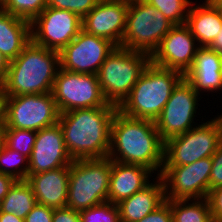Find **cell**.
<instances>
[{"instance_id": "1", "label": "cell", "mask_w": 222, "mask_h": 222, "mask_svg": "<svg viewBox=\"0 0 222 222\" xmlns=\"http://www.w3.org/2000/svg\"><path fill=\"white\" fill-rule=\"evenodd\" d=\"M108 157L112 161L148 167L160 176L164 163V141L155 121L131 118L117 110L111 122Z\"/></svg>"}, {"instance_id": "2", "label": "cell", "mask_w": 222, "mask_h": 222, "mask_svg": "<svg viewBox=\"0 0 222 222\" xmlns=\"http://www.w3.org/2000/svg\"><path fill=\"white\" fill-rule=\"evenodd\" d=\"M118 106L74 109L59 116L64 143L73 160L108 157L111 122Z\"/></svg>"}, {"instance_id": "3", "label": "cell", "mask_w": 222, "mask_h": 222, "mask_svg": "<svg viewBox=\"0 0 222 222\" xmlns=\"http://www.w3.org/2000/svg\"><path fill=\"white\" fill-rule=\"evenodd\" d=\"M60 68V54L32 40L10 61L6 78L0 83L2 96L52 92Z\"/></svg>"}, {"instance_id": "4", "label": "cell", "mask_w": 222, "mask_h": 222, "mask_svg": "<svg viewBox=\"0 0 222 222\" xmlns=\"http://www.w3.org/2000/svg\"><path fill=\"white\" fill-rule=\"evenodd\" d=\"M184 75L149 63L129 95L118 106L125 116L155 121Z\"/></svg>"}, {"instance_id": "5", "label": "cell", "mask_w": 222, "mask_h": 222, "mask_svg": "<svg viewBox=\"0 0 222 222\" xmlns=\"http://www.w3.org/2000/svg\"><path fill=\"white\" fill-rule=\"evenodd\" d=\"M111 159L73 160L70 164L66 207L82 211L108 201Z\"/></svg>"}, {"instance_id": "6", "label": "cell", "mask_w": 222, "mask_h": 222, "mask_svg": "<svg viewBox=\"0 0 222 222\" xmlns=\"http://www.w3.org/2000/svg\"><path fill=\"white\" fill-rule=\"evenodd\" d=\"M150 62V55L146 53L115 47L97 74L108 103L119 106Z\"/></svg>"}, {"instance_id": "7", "label": "cell", "mask_w": 222, "mask_h": 222, "mask_svg": "<svg viewBox=\"0 0 222 222\" xmlns=\"http://www.w3.org/2000/svg\"><path fill=\"white\" fill-rule=\"evenodd\" d=\"M164 142L163 166H182L212 157L222 143V113Z\"/></svg>"}, {"instance_id": "8", "label": "cell", "mask_w": 222, "mask_h": 222, "mask_svg": "<svg viewBox=\"0 0 222 222\" xmlns=\"http://www.w3.org/2000/svg\"><path fill=\"white\" fill-rule=\"evenodd\" d=\"M175 25L143 0H129L121 47L152 55Z\"/></svg>"}, {"instance_id": "9", "label": "cell", "mask_w": 222, "mask_h": 222, "mask_svg": "<svg viewBox=\"0 0 222 222\" xmlns=\"http://www.w3.org/2000/svg\"><path fill=\"white\" fill-rule=\"evenodd\" d=\"M59 116L52 92L1 97V128L39 131L57 124Z\"/></svg>"}, {"instance_id": "10", "label": "cell", "mask_w": 222, "mask_h": 222, "mask_svg": "<svg viewBox=\"0 0 222 222\" xmlns=\"http://www.w3.org/2000/svg\"><path fill=\"white\" fill-rule=\"evenodd\" d=\"M52 95L60 114L108 104L101 91L98 75L79 74L61 68L54 80Z\"/></svg>"}, {"instance_id": "11", "label": "cell", "mask_w": 222, "mask_h": 222, "mask_svg": "<svg viewBox=\"0 0 222 222\" xmlns=\"http://www.w3.org/2000/svg\"><path fill=\"white\" fill-rule=\"evenodd\" d=\"M200 98L185 77L174 87L160 116L155 120L156 129L164 142L196 126L194 119L197 117Z\"/></svg>"}, {"instance_id": "12", "label": "cell", "mask_w": 222, "mask_h": 222, "mask_svg": "<svg viewBox=\"0 0 222 222\" xmlns=\"http://www.w3.org/2000/svg\"><path fill=\"white\" fill-rule=\"evenodd\" d=\"M211 157L182 166H163L160 177L166 200L207 198L210 191Z\"/></svg>"}, {"instance_id": "13", "label": "cell", "mask_w": 222, "mask_h": 222, "mask_svg": "<svg viewBox=\"0 0 222 222\" xmlns=\"http://www.w3.org/2000/svg\"><path fill=\"white\" fill-rule=\"evenodd\" d=\"M82 30V19L69 10L46 7L31 22V40L60 52Z\"/></svg>"}, {"instance_id": "14", "label": "cell", "mask_w": 222, "mask_h": 222, "mask_svg": "<svg viewBox=\"0 0 222 222\" xmlns=\"http://www.w3.org/2000/svg\"><path fill=\"white\" fill-rule=\"evenodd\" d=\"M116 46L101 37L81 30L60 52V68L79 74L97 75Z\"/></svg>"}, {"instance_id": "15", "label": "cell", "mask_w": 222, "mask_h": 222, "mask_svg": "<svg viewBox=\"0 0 222 222\" xmlns=\"http://www.w3.org/2000/svg\"><path fill=\"white\" fill-rule=\"evenodd\" d=\"M190 29L175 25L161 40L150 56L156 66L180 71L183 75L192 67L197 50L200 48Z\"/></svg>"}, {"instance_id": "16", "label": "cell", "mask_w": 222, "mask_h": 222, "mask_svg": "<svg viewBox=\"0 0 222 222\" xmlns=\"http://www.w3.org/2000/svg\"><path fill=\"white\" fill-rule=\"evenodd\" d=\"M129 0H99L82 19V30L121 47Z\"/></svg>"}, {"instance_id": "17", "label": "cell", "mask_w": 222, "mask_h": 222, "mask_svg": "<svg viewBox=\"0 0 222 222\" xmlns=\"http://www.w3.org/2000/svg\"><path fill=\"white\" fill-rule=\"evenodd\" d=\"M72 161L65 147L62 128L57 123L37 131L28 175L70 166Z\"/></svg>"}, {"instance_id": "18", "label": "cell", "mask_w": 222, "mask_h": 222, "mask_svg": "<svg viewBox=\"0 0 222 222\" xmlns=\"http://www.w3.org/2000/svg\"><path fill=\"white\" fill-rule=\"evenodd\" d=\"M152 170L139 164H125L111 160L108 201L117 204L143 190L154 177ZM152 174V175H151Z\"/></svg>"}, {"instance_id": "19", "label": "cell", "mask_w": 222, "mask_h": 222, "mask_svg": "<svg viewBox=\"0 0 222 222\" xmlns=\"http://www.w3.org/2000/svg\"><path fill=\"white\" fill-rule=\"evenodd\" d=\"M70 166L28 175L36 201L51 208L66 207Z\"/></svg>"}, {"instance_id": "20", "label": "cell", "mask_w": 222, "mask_h": 222, "mask_svg": "<svg viewBox=\"0 0 222 222\" xmlns=\"http://www.w3.org/2000/svg\"><path fill=\"white\" fill-rule=\"evenodd\" d=\"M184 77L199 94L222 90V56L207 47H200L192 67Z\"/></svg>"}, {"instance_id": "21", "label": "cell", "mask_w": 222, "mask_h": 222, "mask_svg": "<svg viewBox=\"0 0 222 222\" xmlns=\"http://www.w3.org/2000/svg\"><path fill=\"white\" fill-rule=\"evenodd\" d=\"M143 190L136 192L119 203L120 222H136L155 211L165 201V186L160 176L155 177Z\"/></svg>"}, {"instance_id": "22", "label": "cell", "mask_w": 222, "mask_h": 222, "mask_svg": "<svg viewBox=\"0 0 222 222\" xmlns=\"http://www.w3.org/2000/svg\"><path fill=\"white\" fill-rule=\"evenodd\" d=\"M191 3L185 25L197 40L199 47H209L222 29V10L213 0L201 5Z\"/></svg>"}, {"instance_id": "23", "label": "cell", "mask_w": 222, "mask_h": 222, "mask_svg": "<svg viewBox=\"0 0 222 222\" xmlns=\"http://www.w3.org/2000/svg\"><path fill=\"white\" fill-rule=\"evenodd\" d=\"M31 41V22L16 17L0 7V52L15 59Z\"/></svg>"}, {"instance_id": "24", "label": "cell", "mask_w": 222, "mask_h": 222, "mask_svg": "<svg viewBox=\"0 0 222 222\" xmlns=\"http://www.w3.org/2000/svg\"><path fill=\"white\" fill-rule=\"evenodd\" d=\"M37 204L32 187L26 180H16L0 203V211L25 219Z\"/></svg>"}, {"instance_id": "25", "label": "cell", "mask_w": 222, "mask_h": 222, "mask_svg": "<svg viewBox=\"0 0 222 222\" xmlns=\"http://www.w3.org/2000/svg\"><path fill=\"white\" fill-rule=\"evenodd\" d=\"M166 201L170 204L173 222H213L206 198Z\"/></svg>"}, {"instance_id": "26", "label": "cell", "mask_w": 222, "mask_h": 222, "mask_svg": "<svg viewBox=\"0 0 222 222\" xmlns=\"http://www.w3.org/2000/svg\"><path fill=\"white\" fill-rule=\"evenodd\" d=\"M29 171V158L0 143V172L15 180H26Z\"/></svg>"}, {"instance_id": "27", "label": "cell", "mask_w": 222, "mask_h": 222, "mask_svg": "<svg viewBox=\"0 0 222 222\" xmlns=\"http://www.w3.org/2000/svg\"><path fill=\"white\" fill-rule=\"evenodd\" d=\"M37 131L29 129L1 128L2 142L11 150L30 158Z\"/></svg>"}, {"instance_id": "28", "label": "cell", "mask_w": 222, "mask_h": 222, "mask_svg": "<svg viewBox=\"0 0 222 222\" xmlns=\"http://www.w3.org/2000/svg\"><path fill=\"white\" fill-rule=\"evenodd\" d=\"M159 10L174 25L186 23L191 0H143ZM191 1V2H190Z\"/></svg>"}, {"instance_id": "29", "label": "cell", "mask_w": 222, "mask_h": 222, "mask_svg": "<svg viewBox=\"0 0 222 222\" xmlns=\"http://www.w3.org/2000/svg\"><path fill=\"white\" fill-rule=\"evenodd\" d=\"M48 0H4L1 8L6 12L32 22L46 7Z\"/></svg>"}, {"instance_id": "30", "label": "cell", "mask_w": 222, "mask_h": 222, "mask_svg": "<svg viewBox=\"0 0 222 222\" xmlns=\"http://www.w3.org/2000/svg\"><path fill=\"white\" fill-rule=\"evenodd\" d=\"M81 222H120L116 204L104 202L79 212Z\"/></svg>"}, {"instance_id": "31", "label": "cell", "mask_w": 222, "mask_h": 222, "mask_svg": "<svg viewBox=\"0 0 222 222\" xmlns=\"http://www.w3.org/2000/svg\"><path fill=\"white\" fill-rule=\"evenodd\" d=\"M99 0H48L47 7L69 10L83 19Z\"/></svg>"}, {"instance_id": "32", "label": "cell", "mask_w": 222, "mask_h": 222, "mask_svg": "<svg viewBox=\"0 0 222 222\" xmlns=\"http://www.w3.org/2000/svg\"><path fill=\"white\" fill-rule=\"evenodd\" d=\"M210 190L222 186V143L211 157Z\"/></svg>"}, {"instance_id": "33", "label": "cell", "mask_w": 222, "mask_h": 222, "mask_svg": "<svg viewBox=\"0 0 222 222\" xmlns=\"http://www.w3.org/2000/svg\"><path fill=\"white\" fill-rule=\"evenodd\" d=\"M206 199L210 205L213 222H222V186L210 190Z\"/></svg>"}, {"instance_id": "34", "label": "cell", "mask_w": 222, "mask_h": 222, "mask_svg": "<svg viewBox=\"0 0 222 222\" xmlns=\"http://www.w3.org/2000/svg\"><path fill=\"white\" fill-rule=\"evenodd\" d=\"M54 208L37 203L26 215L24 222H52Z\"/></svg>"}, {"instance_id": "35", "label": "cell", "mask_w": 222, "mask_h": 222, "mask_svg": "<svg viewBox=\"0 0 222 222\" xmlns=\"http://www.w3.org/2000/svg\"><path fill=\"white\" fill-rule=\"evenodd\" d=\"M136 222H173L170 204L165 201L155 211Z\"/></svg>"}, {"instance_id": "36", "label": "cell", "mask_w": 222, "mask_h": 222, "mask_svg": "<svg viewBox=\"0 0 222 222\" xmlns=\"http://www.w3.org/2000/svg\"><path fill=\"white\" fill-rule=\"evenodd\" d=\"M52 222H81L78 211L69 207L54 208Z\"/></svg>"}, {"instance_id": "37", "label": "cell", "mask_w": 222, "mask_h": 222, "mask_svg": "<svg viewBox=\"0 0 222 222\" xmlns=\"http://www.w3.org/2000/svg\"><path fill=\"white\" fill-rule=\"evenodd\" d=\"M15 181L12 176L0 172V203Z\"/></svg>"}, {"instance_id": "38", "label": "cell", "mask_w": 222, "mask_h": 222, "mask_svg": "<svg viewBox=\"0 0 222 222\" xmlns=\"http://www.w3.org/2000/svg\"><path fill=\"white\" fill-rule=\"evenodd\" d=\"M10 61L0 52V83L6 78Z\"/></svg>"}, {"instance_id": "39", "label": "cell", "mask_w": 222, "mask_h": 222, "mask_svg": "<svg viewBox=\"0 0 222 222\" xmlns=\"http://www.w3.org/2000/svg\"><path fill=\"white\" fill-rule=\"evenodd\" d=\"M208 48L222 56V29Z\"/></svg>"}, {"instance_id": "40", "label": "cell", "mask_w": 222, "mask_h": 222, "mask_svg": "<svg viewBox=\"0 0 222 222\" xmlns=\"http://www.w3.org/2000/svg\"><path fill=\"white\" fill-rule=\"evenodd\" d=\"M0 222H24V219L14 215L13 213H3L0 211Z\"/></svg>"}, {"instance_id": "41", "label": "cell", "mask_w": 222, "mask_h": 222, "mask_svg": "<svg viewBox=\"0 0 222 222\" xmlns=\"http://www.w3.org/2000/svg\"><path fill=\"white\" fill-rule=\"evenodd\" d=\"M218 6H222V0H213Z\"/></svg>"}, {"instance_id": "42", "label": "cell", "mask_w": 222, "mask_h": 222, "mask_svg": "<svg viewBox=\"0 0 222 222\" xmlns=\"http://www.w3.org/2000/svg\"><path fill=\"white\" fill-rule=\"evenodd\" d=\"M1 97H2V93H1V86H0V121H1Z\"/></svg>"}, {"instance_id": "43", "label": "cell", "mask_w": 222, "mask_h": 222, "mask_svg": "<svg viewBox=\"0 0 222 222\" xmlns=\"http://www.w3.org/2000/svg\"><path fill=\"white\" fill-rule=\"evenodd\" d=\"M1 124H2V121H0V142L2 141V139H1Z\"/></svg>"}]
</instances>
